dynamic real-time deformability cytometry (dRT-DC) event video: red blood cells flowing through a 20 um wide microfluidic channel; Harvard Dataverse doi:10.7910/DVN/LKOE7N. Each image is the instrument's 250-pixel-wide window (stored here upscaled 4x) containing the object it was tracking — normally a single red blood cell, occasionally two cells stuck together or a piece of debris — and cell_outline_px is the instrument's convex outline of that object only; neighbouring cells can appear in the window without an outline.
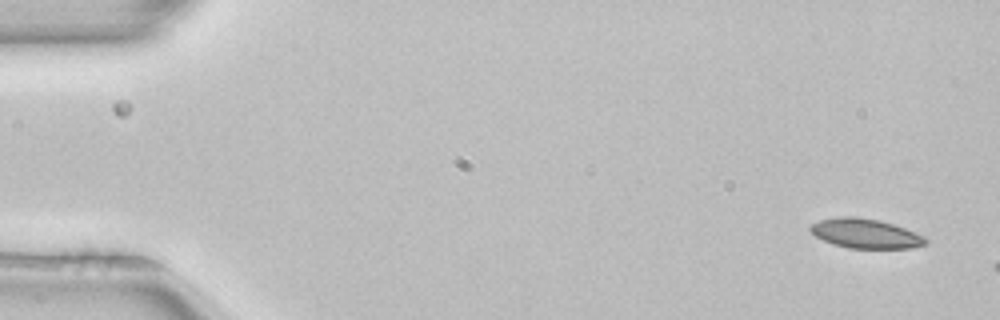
{"species": "common noctule bat (a hibernating species)", "species_latin": "Nyctalus noctula", "temperature_condition": "room temperature", "stored_images_in_passage": 2, "camera_frame_rate_fps": 3000, "um_per_image_px": 0.085, "animal": {"sex": "female", "body_mass_g": 22.7, "forearm_length_mm": 54.2}, "frame": {"image": 1, "passage_image": 2, "time_ms": 0.333, "image_size_px": [1000, 320], "cell_outline_px": [[928, 244], [912, 248], [848, 248], [832, 244], [816, 236], [808, 228], [812, 224], [820, 220], [840, 216], [852, 216], [880, 220], [916, 232], [924, 236], [928, 240]], "centroid_in_image_um": [73.59, 19.85], "position_along_channel_um": 11.4, "area_um2": 19.83}}